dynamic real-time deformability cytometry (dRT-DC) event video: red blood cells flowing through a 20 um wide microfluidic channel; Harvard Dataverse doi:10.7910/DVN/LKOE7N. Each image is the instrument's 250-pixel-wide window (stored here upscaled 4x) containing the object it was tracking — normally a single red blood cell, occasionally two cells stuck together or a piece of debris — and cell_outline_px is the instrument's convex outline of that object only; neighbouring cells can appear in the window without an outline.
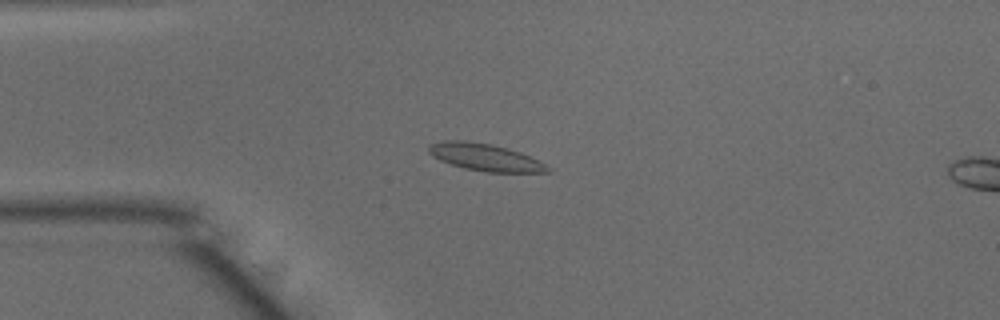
{"species": "common noctule bat (a hibernating species)", "species_latin": "Nyctalus noctula", "temperature_condition": "warm", "stored_images_in_passage": 31, "camera_frame_rate_fps": 3000, "um_per_image_px": 0.085, "animal": {"sex": "male", "body_mass_g": 15.6}, "frame": {"image": 1, "passage_image": 12, "time_ms": 3.667, "image_size_px": [1000, 320], "cell_outline_px": [[552, 172], [488, 172], [464, 168], [440, 160], [432, 156], [428, 152], [428, 144], [444, 140], [464, 140], [492, 144], [508, 148], [520, 152], [552, 168]], "centroid_in_image_um": [41.2, 13.35], "position_along_channel_um": 43.8, "area_um2": 18.79}}
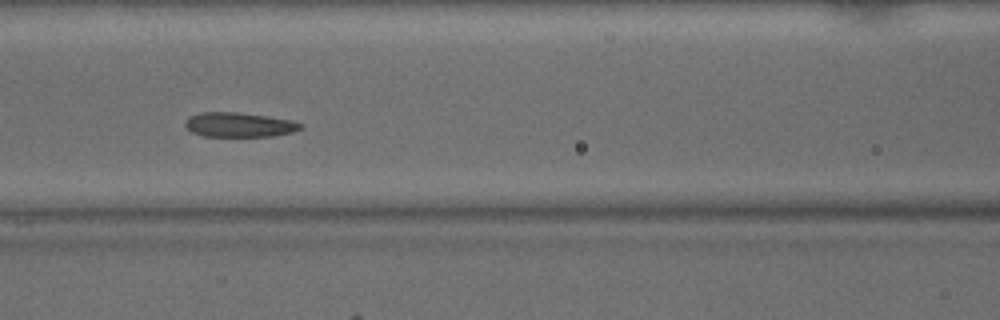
{"frame": {"image": 2, "passage_image": 21, "time_ms": 6.667, "image_size_px": [1000, 320], "cell_outline_px": [[304, 128], [292, 132], [272, 136], [204, 136], [192, 132], [184, 124], [184, 120], [188, 116], [200, 112], [236, 112], [292, 120], [304, 124]], "centroid_in_image_um": [20.32, 10.6], "position_along_channel_um": 146.3, "area_um2": 16.53}}
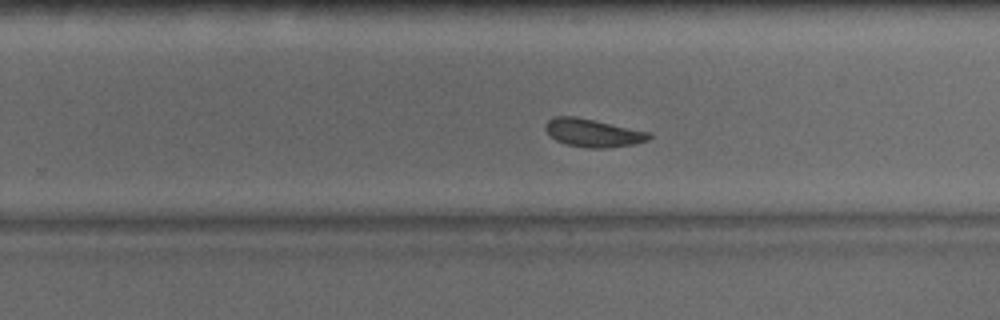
{"frame": {"image": 3, "passage_image": 31, "time_ms": 10.0, "image_size_px": [1000, 320], "cell_outline_px": [[652, 136], [648, 140], [636, 144], [604, 148], [588, 148], [568, 144], [556, 140], [544, 128], [544, 124], [548, 120], [556, 116], [576, 116], [652, 132]], "centroid_in_image_um": [50.44, 11.28], "position_along_channel_um": 279.4, "area_um2": 16.99}}